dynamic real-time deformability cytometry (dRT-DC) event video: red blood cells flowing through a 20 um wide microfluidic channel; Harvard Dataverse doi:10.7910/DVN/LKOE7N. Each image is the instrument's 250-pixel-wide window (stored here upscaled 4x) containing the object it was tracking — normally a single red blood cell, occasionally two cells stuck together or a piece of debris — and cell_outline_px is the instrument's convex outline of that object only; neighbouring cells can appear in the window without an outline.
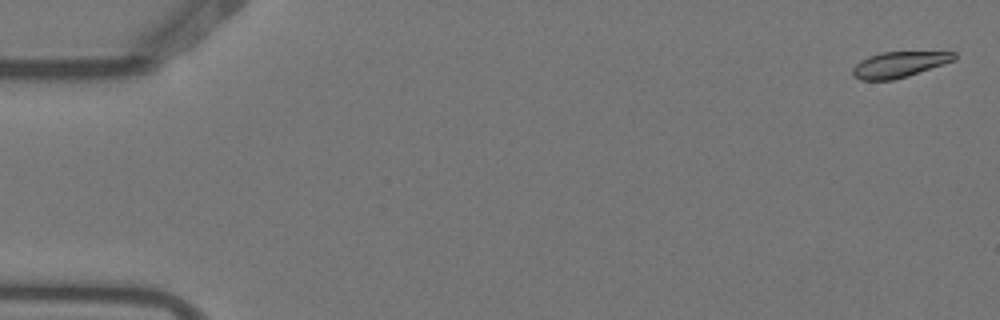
{"species": "Egyptian fruit bat (a non-hibernating species)", "species_latin": "Rousettus aegyptiacus", "temperature_condition": "warm", "stored_images_in_passage": 4, "camera_frame_rate_fps": 3000, "um_per_image_px": 0.085, "animal": {"sex": "female"}, "frame": {"image": 1, "passage_image": 1, "time_ms": 0.0, "image_size_px": [1000, 320], "cell_outline_px": [[956, 60], [908, 76], [892, 80], [860, 80], [852, 76], [852, 68], [860, 60], [868, 56], [880, 52], [956, 52]], "centroid_in_image_um": [76.4, 5.48], "position_along_channel_um": 8.6, "area_um2": 15.32}}